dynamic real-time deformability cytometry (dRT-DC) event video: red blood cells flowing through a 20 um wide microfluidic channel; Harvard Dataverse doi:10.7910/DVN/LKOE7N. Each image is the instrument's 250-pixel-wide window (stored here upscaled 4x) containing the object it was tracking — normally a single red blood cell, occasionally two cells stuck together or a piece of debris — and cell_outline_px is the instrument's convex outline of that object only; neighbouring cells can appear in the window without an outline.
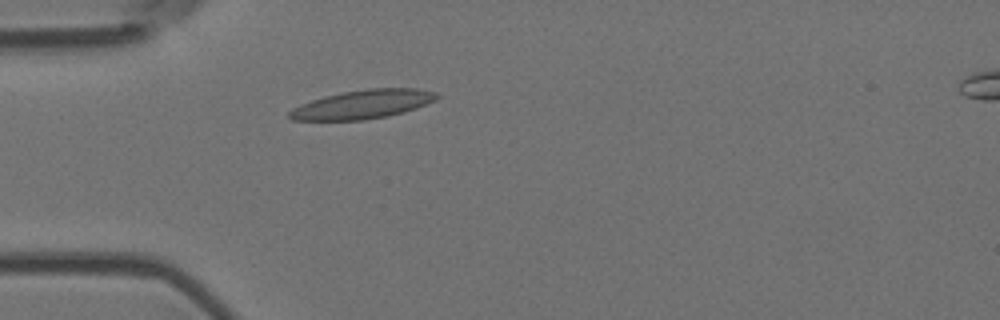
{"species": "Egyptian fruit bat (a non-hibernating species)", "species_latin": "Rousettus aegyptiacus", "temperature_condition": "room temperature", "stored_images_in_passage": 1, "camera_frame_rate_fps": 3000, "um_per_image_px": 0.085, "animal": {"sex": "female"}, "frame": {"image": 1, "passage_image": 1, "time_ms": 0.0, "image_size_px": [1000, 320], "cell_outline_px": [[440, 96], [436, 100], [416, 108], [404, 112], [388, 116], [364, 120], [292, 120], [288, 116], [288, 112], [292, 108], [300, 104], [324, 96], [344, 92], [368, 88], [416, 88], [436, 92]], "centroid_in_image_um": [30.84, 8.87], "position_along_channel_um": 54.2, "area_um2": 24.8}}